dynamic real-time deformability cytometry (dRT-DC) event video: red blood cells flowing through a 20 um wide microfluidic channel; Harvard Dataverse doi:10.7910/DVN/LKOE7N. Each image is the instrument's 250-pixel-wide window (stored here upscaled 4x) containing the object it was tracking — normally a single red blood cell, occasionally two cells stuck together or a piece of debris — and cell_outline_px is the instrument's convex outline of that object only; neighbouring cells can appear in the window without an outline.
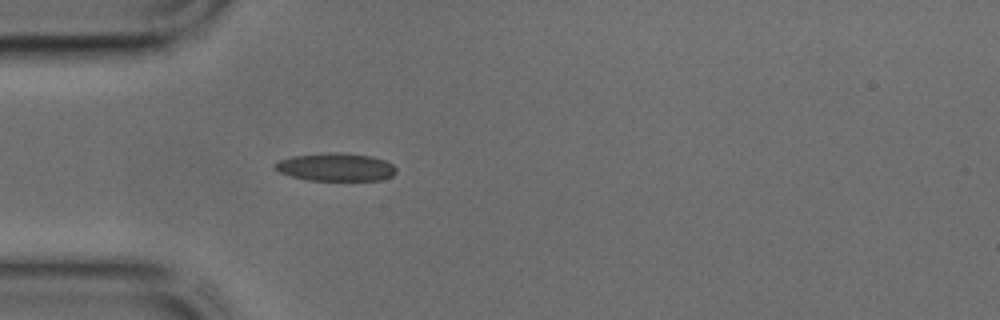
{"species": "common noctule bat (a hibernating species)", "species_latin": "Nyctalus noctula", "temperature_condition": "cold", "stored_images_in_passage": 32, "camera_frame_rate_fps": 3000, "um_per_image_px": 0.085, "animal": {"sex": "male", "body_mass_g": 17.9, "forearm_length_mm": 54.2}, "frame": {"image": 1, "passage_image": 1, "time_ms": 0.0, "image_size_px": [1000, 320], "cell_outline_px": [[396, 172], [392, 176], [380, 180], [308, 180], [292, 176], [280, 172], [272, 168], [272, 164], [280, 160], [292, 156], [328, 152], [340, 152], [372, 156], [384, 160], [392, 164], [396, 168]], "centroid_in_image_um": [28.52, 14.19], "position_along_channel_um": 56.5, "area_um2": 19.83}}
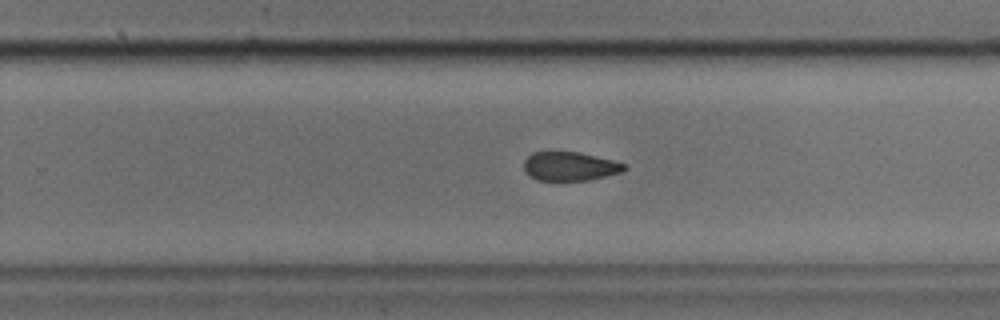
{"frame": {"image": 2, "passage_image": 16, "time_ms": 5.0, "image_size_px": [1000, 320], "cell_outline_px": [[628, 168], [624, 172], [588, 180], [536, 180], [528, 176], [524, 172], [524, 160], [532, 152], [552, 148], [580, 152], [612, 160], [624, 164]], "centroid_in_image_um": [48.37, 14.09], "position_along_channel_um": 281.4, "area_um2": 17.69}}
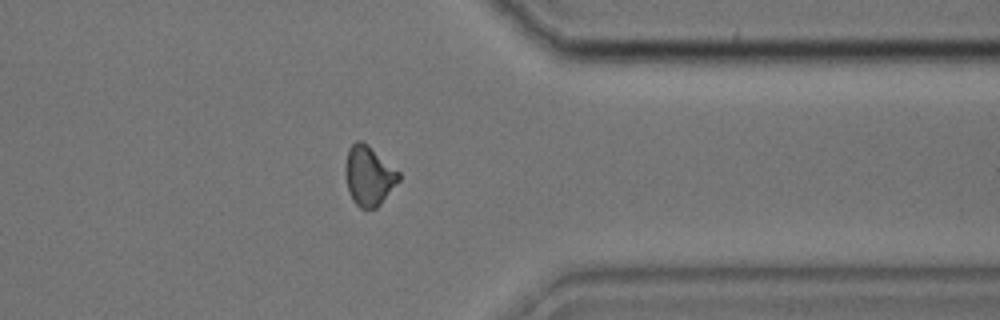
{"frame": {"image": 3, "passage_image": 23, "time_ms": 7.333, "image_size_px": [1000, 320], "cell_outline_px": [[400, 180], [380, 204], [376, 208], [360, 208], [352, 200], [348, 188], [344, 172], [344, 168], [348, 152], [352, 144], [356, 140], [360, 140], [368, 144], [400, 172]], "centroid_in_image_um": [31.35, 14.93], "position_along_channel_um": 380.0, "area_um2": 18.55}}